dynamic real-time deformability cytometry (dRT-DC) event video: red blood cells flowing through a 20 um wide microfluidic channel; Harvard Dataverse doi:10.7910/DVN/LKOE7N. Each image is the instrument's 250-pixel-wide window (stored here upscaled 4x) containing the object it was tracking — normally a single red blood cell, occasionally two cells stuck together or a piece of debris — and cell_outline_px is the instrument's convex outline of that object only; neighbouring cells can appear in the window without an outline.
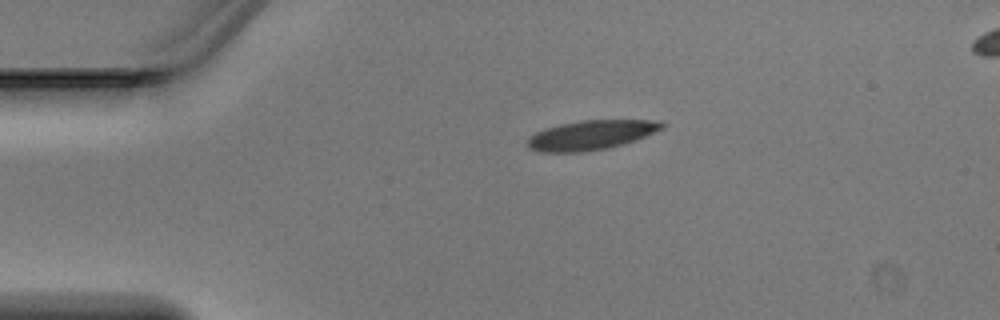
{"species": "Egyptian fruit bat (a non-hibernating species)", "species_latin": "Rousettus aegyptiacus", "temperature_condition": "warm", "stored_images_in_passage": 3, "segment_of_instrument_passage": [1, 2], "camera_frame_rate_fps": 3000, "um_per_image_px": 0.085, "animal": {"sex": "male"}, "frame": {"image": 1, "passage_image": 1, "time_ms": 0.0, "image_size_px": [1000, 320], "cell_outline_px": [[668, 124], [664, 128], [644, 136], [620, 144], [604, 148], [580, 152], [540, 152], [528, 148], [528, 136], [544, 128], [560, 124], [580, 120], [660, 120]], "centroid_in_image_um": [50.22, 11.46], "position_along_channel_um": 34.8, "area_um2": 22.95}}